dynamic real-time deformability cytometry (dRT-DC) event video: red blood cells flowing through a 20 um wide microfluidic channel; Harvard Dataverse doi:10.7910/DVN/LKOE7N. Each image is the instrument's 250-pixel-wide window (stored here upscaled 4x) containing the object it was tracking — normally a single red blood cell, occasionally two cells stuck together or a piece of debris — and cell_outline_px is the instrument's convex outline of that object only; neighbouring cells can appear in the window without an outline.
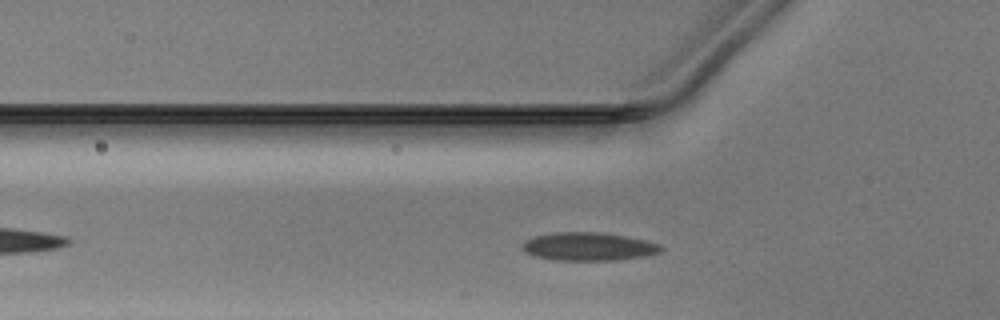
{"species": "Egyptian fruit bat (a non-hibernating species)", "species_latin": "Rousettus aegyptiacus", "temperature_condition": "warm", "stored_images_in_passage": 28, "camera_frame_rate_fps": 3000, "um_per_image_px": 0.085, "animal": {"sex": "male"}, "frame": {"image": 1, "passage_image": 5, "time_ms": 1.333, "image_size_px": [1000, 320], "cell_outline_px": [[664, 248], [660, 252], [644, 256], [616, 260], [556, 260], [536, 256], [528, 252], [524, 248], [524, 240], [532, 236], [556, 232], [596, 232], [628, 236], [648, 240], [660, 244]], "centroid_in_image_um": [50.08, 20.94], "position_along_channel_um": 75.7, "area_um2": 22.72}}
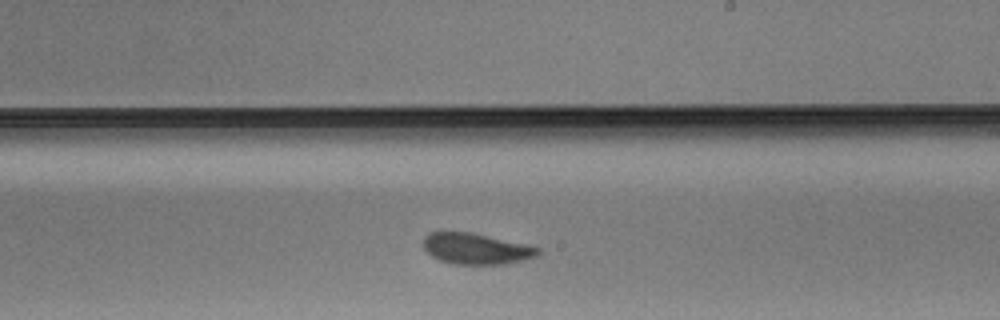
{"frame": {"image": 2, "passage_image": 18, "time_ms": 5.667, "image_size_px": [1000, 320], "cell_outline_px": [[540, 252], [536, 256], [504, 264], [452, 264], [440, 260], [432, 256], [424, 248], [424, 236], [428, 232], [472, 232], [524, 244], [540, 248]], "centroid_in_image_um": [40.43, 21.13], "position_along_channel_um": 248.6, "area_um2": 20.46}}
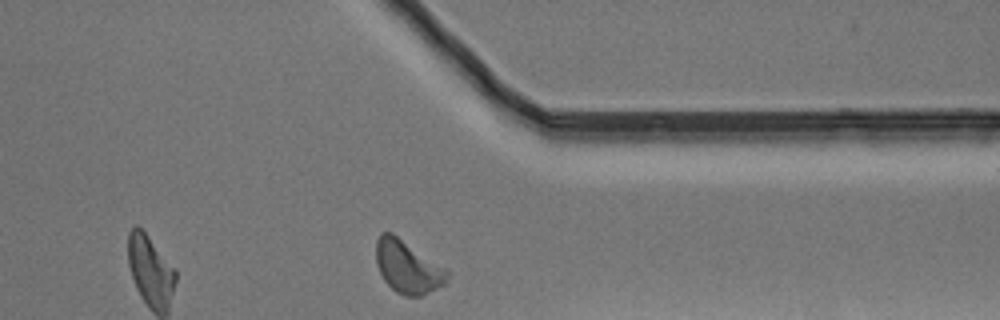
{"frame": {"image": 3, "passage_image": 28, "time_ms": 9.0, "image_size_px": [1000, 320], "cell_outline_px": [[448, 276], [444, 284], [420, 296], [404, 296], [396, 292], [384, 280], [376, 264], [376, 240], [380, 232], [392, 232], [448, 268]], "centroid_in_image_um": [34.65, 22.65], "position_along_channel_um": 376.8, "area_um2": 22.02}}